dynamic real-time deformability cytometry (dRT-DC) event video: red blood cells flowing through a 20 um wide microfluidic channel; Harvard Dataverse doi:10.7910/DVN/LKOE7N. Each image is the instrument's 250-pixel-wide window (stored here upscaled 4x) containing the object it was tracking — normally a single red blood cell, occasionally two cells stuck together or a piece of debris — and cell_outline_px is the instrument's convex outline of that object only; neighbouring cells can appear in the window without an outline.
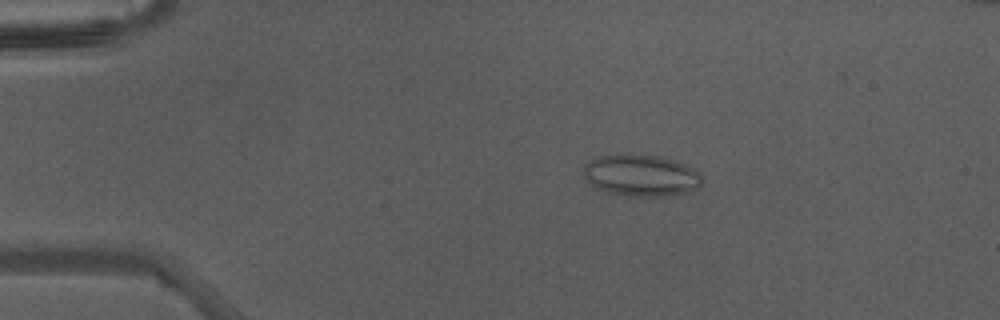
{"species": "Egyptian fruit bat (a non-hibernating species)", "species_latin": "Rousettus aegyptiacus", "temperature_condition": "warm", "stored_images_in_passage": 45, "camera_frame_rate_fps": 3000, "um_per_image_px": 0.085, "animal": {"sex": "male"}, "frame": {"image": 1, "passage_image": 9, "time_ms": 2.667, "image_size_px": [1000, 320], "cell_outline_px": [[704, 184], [700, 188], [688, 192], [668, 196], [632, 196], [608, 192], [592, 184], [584, 176], [584, 164], [596, 156], [656, 156], [672, 160], [684, 164], [700, 172], [704, 176]], "centroid_in_image_um": [54.58, 14.94], "position_along_channel_um": 30.4, "area_um2": 28.38}}
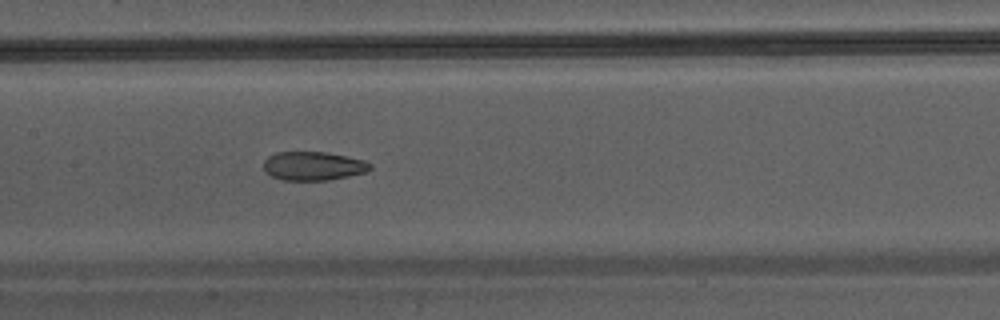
{"frame": {"image": 2, "passage_image": 23, "time_ms": 7.333, "image_size_px": [1000, 320], "cell_outline_px": [[372, 168], [364, 172], [348, 176], [328, 180], [280, 180], [264, 172], [264, 160], [268, 156], [276, 152], [324, 152], [364, 160], [372, 164]], "centroid_in_image_um": [26.59, 14.11], "position_along_channel_um": 180.8, "area_um2": 17.8}}
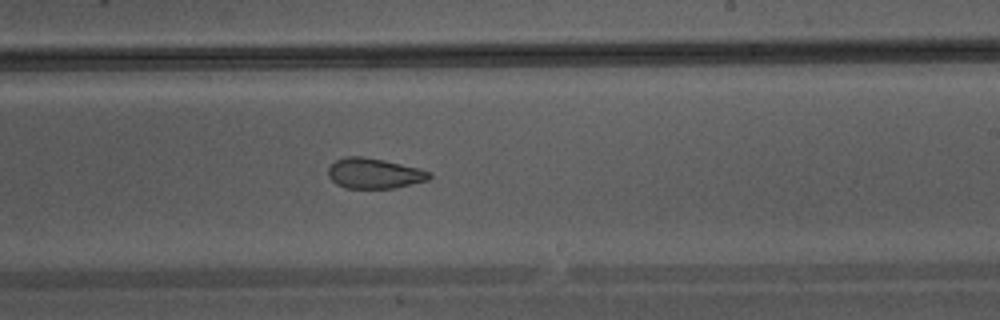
{"frame": {"image": 3, "passage_image": 28, "time_ms": 9.0, "image_size_px": [1000, 320], "cell_outline_px": [[432, 176], [428, 180], [396, 188], [344, 188], [336, 184], [328, 176], [328, 168], [336, 160], [348, 156], [360, 156], [384, 160], [420, 168], [432, 172]], "centroid_in_image_um": [31.83, 14.74], "position_along_channel_um": 257.2, "area_um2": 17.98}}